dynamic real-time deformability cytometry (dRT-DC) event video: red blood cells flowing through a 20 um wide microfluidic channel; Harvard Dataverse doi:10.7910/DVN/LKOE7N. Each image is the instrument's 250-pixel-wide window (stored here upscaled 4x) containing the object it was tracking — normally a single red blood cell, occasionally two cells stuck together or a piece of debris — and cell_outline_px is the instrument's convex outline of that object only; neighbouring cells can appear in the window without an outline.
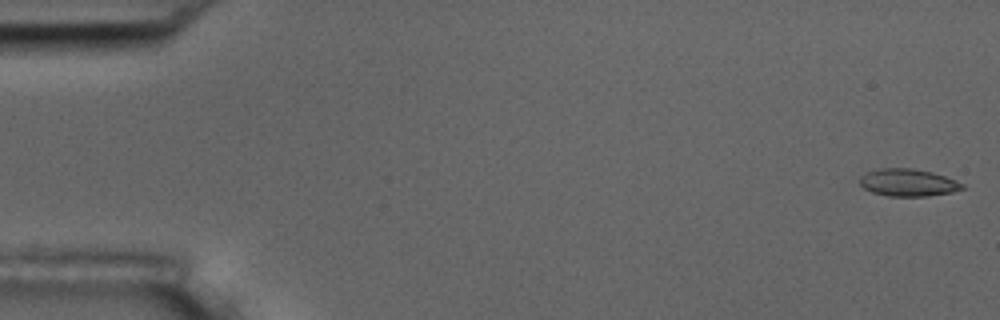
{"species": "common noctule bat (a hibernating species)", "species_latin": "Nyctalus noctula", "temperature_condition": "room temperature", "stored_images_in_passage": 4, "segment_of_instrument_passage": [1, 2], "camera_frame_rate_fps": 3000, "um_per_image_px": 0.085, "animal": {"sex": "male", "body_mass_g": 17.5, "forearm_length_mm": 52.3}, "frame": {"image": 1, "passage_image": 1, "time_ms": 0.0, "image_size_px": [1000, 320], "cell_outline_px": [[964, 188], [952, 192], [928, 196], [888, 196], [872, 192], [864, 188], [860, 184], [860, 176], [868, 172], [880, 168], [912, 168], [932, 172], [944, 176], [964, 184]], "centroid_in_image_um": [77.17, 15.52], "position_along_channel_um": 7.8, "area_um2": 16.24}}